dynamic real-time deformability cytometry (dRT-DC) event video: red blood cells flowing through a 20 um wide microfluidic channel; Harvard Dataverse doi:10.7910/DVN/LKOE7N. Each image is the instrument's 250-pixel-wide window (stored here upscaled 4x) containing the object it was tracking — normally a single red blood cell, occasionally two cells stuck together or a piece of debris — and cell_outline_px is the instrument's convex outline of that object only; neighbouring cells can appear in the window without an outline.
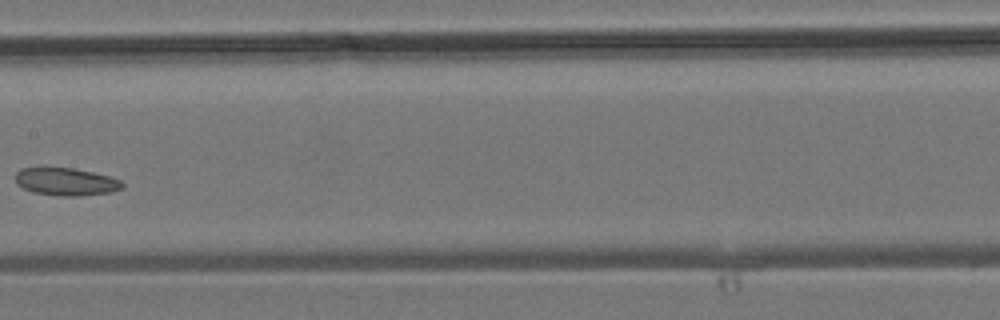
{"species": "common noctule bat (a hibernating species)", "species_latin": "Nyctalus noctula", "temperature_condition": "room temperature", "stored_images_in_passage": 6, "camera_frame_rate_fps": 3000, "um_per_image_px": 0.085, "animal": {"sex": "male", "body_mass_g": 19.2, "forearm_length_mm": 51.8}, "frame": {"image": 1, "passage_image": 6, "time_ms": 6.333, "image_size_px": [1000, 320], "cell_outline_px": [[124, 188], [108, 192], [80, 196], [60, 196], [32, 192], [16, 184], [16, 172], [20, 168], [72, 168], [92, 172], [108, 176], [120, 180], [124, 184]], "centroid_in_image_um": [5.6, 15.45], "position_along_channel_um": 201.8, "area_um2": 17.11}}